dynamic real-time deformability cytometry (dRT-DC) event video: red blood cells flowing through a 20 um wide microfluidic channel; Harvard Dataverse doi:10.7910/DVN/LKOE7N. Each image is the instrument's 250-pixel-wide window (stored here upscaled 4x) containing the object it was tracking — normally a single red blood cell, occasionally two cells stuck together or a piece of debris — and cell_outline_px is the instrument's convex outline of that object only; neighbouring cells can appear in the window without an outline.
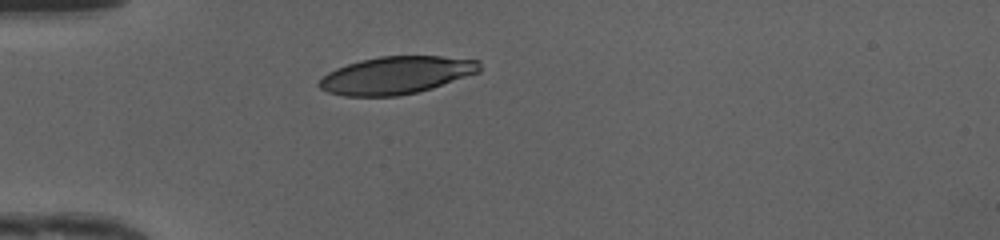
{"species": "human", "species_latin": "Homo sapiens", "temperature_condition": "cold", "stored_images_in_passage": 29, "camera_frame_rate_fps": 3000, "um_per_image_px": 0.085, "donor": {"sex": "female"}, "frame": {"image": 1, "passage_image": 1, "time_ms": 0.0, "image_size_px": [1000, 240], "cell_outline_px": [[480, 72], [432, 88], [416, 92], [396, 96], [344, 96], [328, 92], [320, 88], [316, 84], [328, 72], [336, 68], [360, 60], [380, 56], [440, 56], [480, 60]], "centroid_in_image_um": [33.68, 6.39], "position_along_channel_um": 51.3, "area_um2": 35.03}}
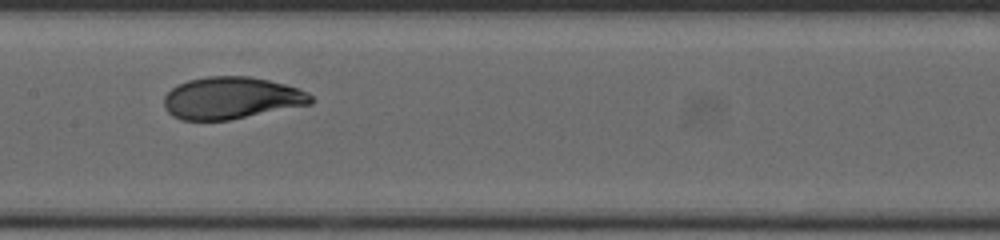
{"frame": {"image": 2, "passage_image": 12, "time_ms": 3.667, "image_size_px": [1000, 240], "cell_outline_px": [[316, 100], [312, 104], [228, 120], [180, 120], [172, 116], [164, 108], [164, 96], [176, 84], [188, 80], [208, 76], [248, 76], [268, 80], [284, 84], [308, 92]], "centroid_in_image_um": [19.66, 8.33], "position_along_channel_um": 187.7, "area_um2": 36.13}}
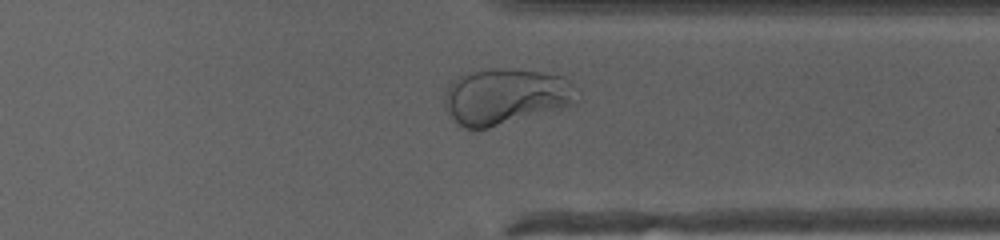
{"frame": {"image": 3, "passage_image": 25, "time_ms": 8.0, "image_size_px": [1000, 240], "cell_outline_px": [[576, 104], [564, 108], [488, 128], [472, 132], [456, 124], [448, 116], [444, 108], [444, 92], [448, 84], [456, 76], [488, 68], [500, 68], [540, 72], [564, 76], [576, 88]], "centroid_in_image_um": [42.9, 8.23], "position_along_channel_um": 368.5, "area_um2": 44.1}, "authors_computed_cell_mechanics": {"area_um2": 36.3562, "velocity_mm_per_s": 4.177, "shape_relaxation_time_tau1_ms": 5.0966, "shape_relaxation_time_tau2_ms": null, "deformation_change_tau1": 0.2311, "deformation_change_tau2": null}}